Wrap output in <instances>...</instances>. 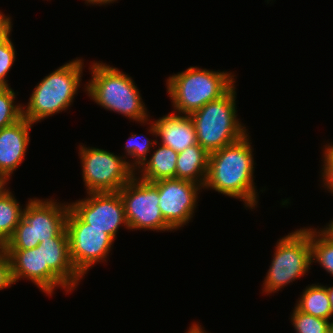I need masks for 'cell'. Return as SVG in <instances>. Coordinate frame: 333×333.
Returning a JSON list of instances; mask_svg holds the SVG:
<instances>
[{
	"instance_id": "cell-30",
	"label": "cell",
	"mask_w": 333,
	"mask_h": 333,
	"mask_svg": "<svg viewBox=\"0 0 333 333\" xmlns=\"http://www.w3.org/2000/svg\"><path fill=\"white\" fill-rule=\"evenodd\" d=\"M321 231L333 241V220Z\"/></svg>"
},
{
	"instance_id": "cell-16",
	"label": "cell",
	"mask_w": 333,
	"mask_h": 333,
	"mask_svg": "<svg viewBox=\"0 0 333 333\" xmlns=\"http://www.w3.org/2000/svg\"><path fill=\"white\" fill-rule=\"evenodd\" d=\"M39 244L43 248L44 265L48 267L71 289L75 290L82 275L75 269L68 238H49Z\"/></svg>"
},
{
	"instance_id": "cell-9",
	"label": "cell",
	"mask_w": 333,
	"mask_h": 333,
	"mask_svg": "<svg viewBox=\"0 0 333 333\" xmlns=\"http://www.w3.org/2000/svg\"><path fill=\"white\" fill-rule=\"evenodd\" d=\"M125 211L128 230L173 231L159 208L158 189L134 176L119 191Z\"/></svg>"
},
{
	"instance_id": "cell-2",
	"label": "cell",
	"mask_w": 333,
	"mask_h": 333,
	"mask_svg": "<svg viewBox=\"0 0 333 333\" xmlns=\"http://www.w3.org/2000/svg\"><path fill=\"white\" fill-rule=\"evenodd\" d=\"M89 67L92 79L87 82L85 91L95 103L141 125L151 124L148 110L132 77L102 62L96 61Z\"/></svg>"
},
{
	"instance_id": "cell-1",
	"label": "cell",
	"mask_w": 333,
	"mask_h": 333,
	"mask_svg": "<svg viewBox=\"0 0 333 333\" xmlns=\"http://www.w3.org/2000/svg\"><path fill=\"white\" fill-rule=\"evenodd\" d=\"M249 138V134H246L239 141L209 154L203 188L240 199L246 207L254 209L258 203V190L254 185L255 163Z\"/></svg>"
},
{
	"instance_id": "cell-23",
	"label": "cell",
	"mask_w": 333,
	"mask_h": 333,
	"mask_svg": "<svg viewBox=\"0 0 333 333\" xmlns=\"http://www.w3.org/2000/svg\"><path fill=\"white\" fill-rule=\"evenodd\" d=\"M291 322L296 333H329L331 321L309 315L294 307Z\"/></svg>"
},
{
	"instance_id": "cell-25",
	"label": "cell",
	"mask_w": 333,
	"mask_h": 333,
	"mask_svg": "<svg viewBox=\"0 0 333 333\" xmlns=\"http://www.w3.org/2000/svg\"><path fill=\"white\" fill-rule=\"evenodd\" d=\"M15 52L14 44L10 38L0 46V87H9L6 77L16 59Z\"/></svg>"
},
{
	"instance_id": "cell-34",
	"label": "cell",
	"mask_w": 333,
	"mask_h": 333,
	"mask_svg": "<svg viewBox=\"0 0 333 333\" xmlns=\"http://www.w3.org/2000/svg\"><path fill=\"white\" fill-rule=\"evenodd\" d=\"M329 333H333V322L331 323L330 329H329Z\"/></svg>"
},
{
	"instance_id": "cell-4",
	"label": "cell",
	"mask_w": 333,
	"mask_h": 333,
	"mask_svg": "<svg viewBox=\"0 0 333 333\" xmlns=\"http://www.w3.org/2000/svg\"><path fill=\"white\" fill-rule=\"evenodd\" d=\"M83 65V59L76 58L45 76L23 106V118L34 124L66 111L80 88Z\"/></svg>"
},
{
	"instance_id": "cell-5",
	"label": "cell",
	"mask_w": 333,
	"mask_h": 333,
	"mask_svg": "<svg viewBox=\"0 0 333 333\" xmlns=\"http://www.w3.org/2000/svg\"><path fill=\"white\" fill-rule=\"evenodd\" d=\"M235 85L222 97L208 102L190 114L198 144L209 154L231 145L246 134L248 129L237 118Z\"/></svg>"
},
{
	"instance_id": "cell-18",
	"label": "cell",
	"mask_w": 333,
	"mask_h": 333,
	"mask_svg": "<svg viewBox=\"0 0 333 333\" xmlns=\"http://www.w3.org/2000/svg\"><path fill=\"white\" fill-rule=\"evenodd\" d=\"M159 146L157 150L153 151L151 158L145 160L137 169L138 172H135L136 177L140 180L152 183L161 179L176 178L178 152L161 144Z\"/></svg>"
},
{
	"instance_id": "cell-15",
	"label": "cell",
	"mask_w": 333,
	"mask_h": 333,
	"mask_svg": "<svg viewBox=\"0 0 333 333\" xmlns=\"http://www.w3.org/2000/svg\"><path fill=\"white\" fill-rule=\"evenodd\" d=\"M33 123L25 118L0 129V171L9 178L25 158Z\"/></svg>"
},
{
	"instance_id": "cell-29",
	"label": "cell",
	"mask_w": 333,
	"mask_h": 333,
	"mask_svg": "<svg viewBox=\"0 0 333 333\" xmlns=\"http://www.w3.org/2000/svg\"><path fill=\"white\" fill-rule=\"evenodd\" d=\"M9 180L10 178L5 173L0 171V197L9 191V189H6L7 188L6 185Z\"/></svg>"
},
{
	"instance_id": "cell-6",
	"label": "cell",
	"mask_w": 333,
	"mask_h": 333,
	"mask_svg": "<svg viewBox=\"0 0 333 333\" xmlns=\"http://www.w3.org/2000/svg\"><path fill=\"white\" fill-rule=\"evenodd\" d=\"M55 201L30 198L13 235L2 248L32 249L49 238H68L66 218L70 205Z\"/></svg>"
},
{
	"instance_id": "cell-20",
	"label": "cell",
	"mask_w": 333,
	"mask_h": 333,
	"mask_svg": "<svg viewBox=\"0 0 333 333\" xmlns=\"http://www.w3.org/2000/svg\"><path fill=\"white\" fill-rule=\"evenodd\" d=\"M23 210L10 190L0 197V247L13 235Z\"/></svg>"
},
{
	"instance_id": "cell-24",
	"label": "cell",
	"mask_w": 333,
	"mask_h": 333,
	"mask_svg": "<svg viewBox=\"0 0 333 333\" xmlns=\"http://www.w3.org/2000/svg\"><path fill=\"white\" fill-rule=\"evenodd\" d=\"M158 143L156 140H149L143 135L131 134L125 146L126 155L133 158L131 168L136 172L137 169L147 160V155L153 145Z\"/></svg>"
},
{
	"instance_id": "cell-22",
	"label": "cell",
	"mask_w": 333,
	"mask_h": 333,
	"mask_svg": "<svg viewBox=\"0 0 333 333\" xmlns=\"http://www.w3.org/2000/svg\"><path fill=\"white\" fill-rule=\"evenodd\" d=\"M16 93L9 87H0V129L11 126L23 118V105H15Z\"/></svg>"
},
{
	"instance_id": "cell-28",
	"label": "cell",
	"mask_w": 333,
	"mask_h": 333,
	"mask_svg": "<svg viewBox=\"0 0 333 333\" xmlns=\"http://www.w3.org/2000/svg\"><path fill=\"white\" fill-rule=\"evenodd\" d=\"M11 19V17L5 16L0 12V46L10 38L12 31Z\"/></svg>"
},
{
	"instance_id": "cell-7",
	"label": "cell",
	"mask_w": 333,
	"mask_h": 333,
	"mask_svg": "<svg viewBox=\"0 0 333 333\" xmlns=\"http://www.w3.org/2000/svg\"><path fill=\"white\" fill-rule=\"evenodd\" d=\"M278 241L263 281L262 290L267 295L281 290L305 275L312 264L310 228L297 229Z\"/></svg>"
},
{
	"instance_id": "cell-21",
	"label": "cell",
	"mask_w": 333,
	"mask_h": 333,
	"mask_svg": "<svg viewBox=\"0 0 333 333\" xmlns=\"http://www.w3.org/2000/svg\"><path fill=\"white\" fill-rule=\"evenodd\" d=\"M311 261L319 262L333 276V241L321 230L310 228Z\"/></svg>"
},
{
	"instance_id": "cell-11",
	"label": "cell",
	"mask_w": 333,
	"mask_h": 333,
	"mask_svg": "<svg viewBox=\"0 0 333 333\" xmlns=\"http://www.w3.org/2000/svg\"><path fill=\"white\" fill-rule=\"evenodd\" d=\"M159 192V208L166 223L173 229L187 225L196 210L198 191L203 186L176 178L152 182Z\"/></svg>"
},
{
	"instance_id": "cell-27",
	"label": "cell",
	"mask_w": 333,
	"mask_h": 333,
	"mask_svg": "<svg viewBox=\"0 0 333 333\" xmlns=\"http://www.w3.org/2000/svg\"><path fill=\"white\" fill-rule=\"evenodd\" d=\"M15 284L9 255L0 247V290Z\"/></svg>"
},
{
	"instance_id": "cell-14",
	"label": "cell",
	"mask_w": 333,
	"mask_h": 333,
	"mask_svg": "<svg viewBox=\"0 0 333 333\" xmlns=\"http://www.w3.org/2000/svg\"><path fill=\"white\" fill-rule=\"evenodd\" d=\"M150 134L160 137L158 144L170 147L175 152L198 144L196 130L190 115L169 113L155 120L148 129Z\"/></svg>"
},
{
	"instance_id": "cell-32",
	"label": "cell",
	"mask_w": 333,
	"mask_h": 333,
	"mask_svg": "<svg viewBox=\"0 0 333 333\" xmlns=\"http://www.w3.org/2000/svg\"><path fill=\"white\" fill-rule=\"evenodd\" d=\"M117 0H85V3H89V4H92V5H105V4H110V3H114L116 2Z\"/></svg>"
},
{
	"instance_id": "cell-31",
	"label": "cell",
	"mask_w": 333,
	"mask_h": 333,
	"mask_svg": "<svg viewBox=\"0 0 333 333\" xmlns=\"http://www.w3.org/2000/svg\"><path fill=\"white\" fill-rule=\"evenodd\" d=\"M186 333H207L205 330H203V328L201 327V325H199L198 323L196 324L195 322L191 325V327H189V330Z\"/></svg>"
},
{
	"instance_id": "cell-3",
	"label": "cell",
	"mask_w": 333,
	"mask_h": 333,
	"mask_svg": "<svg viewBox=\"0 0 333 333\" xmlns=\"http://www.w3.org/2000/svg\"><path fill=\"white\" fill-rule=\"evenodd\" d=\"M234 77L231 72L190 66L185 71L169 76L166 88L175 112L190 115L225 95L236 83Z\"/></svg>"
},
{
	"instance_id": "cell-33",
	"label": "cell",
	"mask_w": 333,
	"mask_h": 333,
	"mask_svg": "<svg viewBox=\"0 0 333 333\" xmlns=\"http://www.w3.org/2000/svg\"><path fill=\"white\" fill-rule=\"evenodd\" d=\"M330 300L331 318L333 317V286H325Z\"/></svg>"
},
{
	"instance_id": "cell-19",
	"label": "cell",
	"mask_w": 333,
	"mask_h": 333,
	"mask_svg": "<svg viewBox=\"0 0 333 333\" xmlns=\"http://www.w3.org/2000/svg\"><path fill=\"white\" fill-rule=\"evenodd\" d=\"M302 293L295 305L299 311L333 322L330 300L325 286L319 285V283L308 285Z\"/></svg>"
},
{
	"instance_id": "cell-26",
	"label": "cell",
	"mask_w": 333,
	"mask_h": 333,
	"mask_svg": "<svg viewBox=\"0 0 333 333\" xmlns=\"http://www.w3.org/2000/svg\"><path fill=\"white\" fill-rule=\"evenodd\" d=\"M325 150L323 151V168H322V185L326 190L330 191L333 194V145L327 144L324 146Z\"/></svg>"
},
{
	"instance_id": "cell-17",
	"label": "cell",
	"mask_w": 333,
	"mask_h": 333,
	"mask_svg": "<svg viewBox=\"0 0 333 333\" xmlns=\"http://www.w3.org/2000/svg\"><path fill=\"white\" fill-rule=\"evenodd\" d=\"M209 153L199 144L178 153L176 179L189 180L204 187L208 173Z\"/></svg>"
},
{
	"instance_id": "cell-13",
	"label": "cell",
	"mask_w": 333,
	"mask_h": 333,
	"mask_svg": "<svg viewBox=\"0 0 333 333\" xmlns=\"http://www.w3.org/2000/svg\"><path fill=\"white\" fill-rule=\"evenodd\" d=\"M9 255L13 279L16 284L23 278L29 279L40 290L50 296L56 287L65 289L66 294L71 289L48 267L44 265L42 245L32 249H4Z\"/></svg>"
},
{
	"instance_id": "cell-10",
	"label": "cell",
	"mask_w": 333,
	"mask_h": 333,
	"mask_svg": "<svg viewBox=\"0 0 333 333\" xmlns=\"http://www.w3.org/2000/svg\"><path fill=\"white\" fill-rule=\"evenodd\" d=\"M66 231L72 263L83 277L93 265L106 261L114 239L85 223L71 208L66 218Z\"/></svg>"
},
{
	"instance_id": "cell-12",
	"label": "cell",
	"mask_w": 333,
	"mask_h": 333,
	"mask_svg": "<svg viewBox=\"0 0 333 333\" xmlns=\"http://www.w3.org/2000/svg\"><path fill=\"white\" fill-rule=\"evenodd\" d=\"M69 205L85 223L105 231L114 240L119 227L123 225L128 229L119 192L88 193L86 198Z\"/></svg>"
},
{
	"instance_id": "cell-8",
	"label": "cell",
	"mask_w": 333,
	"mask_h": 333,
	"mask_svg": "<svg viewBox=\"0 0 333 333\" xmlns=\"http://www.w3.org/2000/svg\"><path fill=\"white\" fill-rule=\"evenodd\" d=\"M79 147L82 178L87 194L118 192L135 176L131 162L125 159L129 157L117 156L96 147H85L83 144Z\"/></svg>"
}]
</instances>
